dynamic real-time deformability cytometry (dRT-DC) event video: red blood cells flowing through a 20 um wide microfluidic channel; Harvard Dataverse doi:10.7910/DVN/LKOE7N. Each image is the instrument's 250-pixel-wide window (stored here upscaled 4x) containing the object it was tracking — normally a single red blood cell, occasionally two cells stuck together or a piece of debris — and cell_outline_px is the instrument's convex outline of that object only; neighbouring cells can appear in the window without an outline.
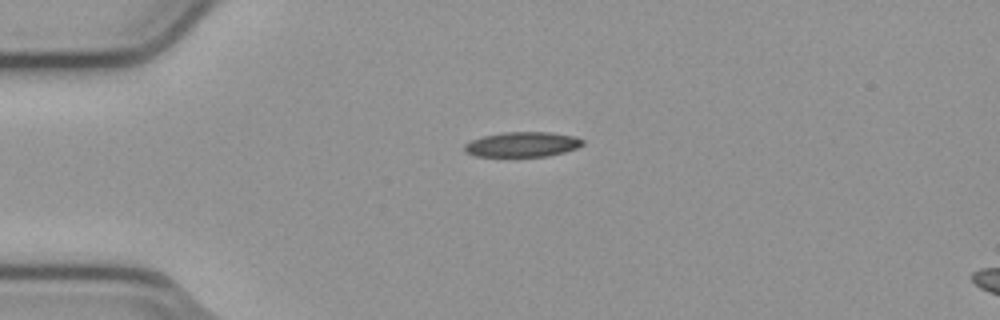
{"species": "common noctule bat (a hibernating species)", "species_latin": "Nyctalus noctula", "temperature_condition": "cold", "stored_images_in_passage": 1, "camera_frame_rate_fps": 3000, "um_per_image_px": 0.085, "animal": {"sex": "male", "body_mass_g": 23.1, "forearm_length_mm": 52.7}, "frame": {"image": 1, "passage_image": 1, "time_ms": 0.0, "image_size_px": [1000, 320], "cell_outline_px": [[584, 144], [576, 148], [564, 152], [548, 156], [476, 156], [464, 152], [464, 144], [472, 140], [484, 136], [504, 132], [548, 132], [572, 136], [584, 140]], "centroid_in_image_um": [44.39, 12.28], "position_along_channel_um": 40.6, "area_um2": 17.05}}